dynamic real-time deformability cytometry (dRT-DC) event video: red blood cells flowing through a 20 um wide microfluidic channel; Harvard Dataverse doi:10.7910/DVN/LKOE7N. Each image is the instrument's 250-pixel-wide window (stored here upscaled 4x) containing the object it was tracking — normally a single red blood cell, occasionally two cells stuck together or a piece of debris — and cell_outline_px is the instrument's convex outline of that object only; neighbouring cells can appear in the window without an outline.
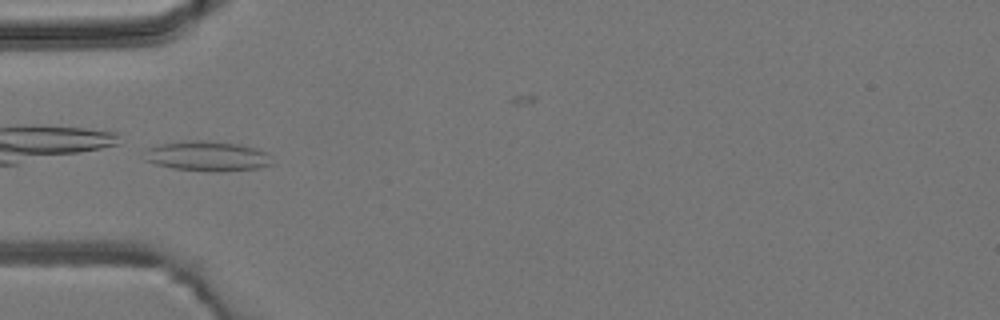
{"species": "common noctule bat (a hibernating species)", "species_latin": "Nyctalus noctula", "temperature_condition": "room temperature", "stored_images_in_passage": 4, "camera_frame_rate_fps": 3000, "um_per_image_px": 0.085, "animal": {"sex": "male", "body_mass_g": 19.2, "forearm_length_mm": 51.8}, "frame": {"image": 1, "passage_image": 3, "time_ms": 2.333, "image_size_px": [1000, 320], "cell_outline_px": [[272, 164], [256, 168], [216, 172], [172, 168], [156, 164], [144, 160], [148, 148], [160, 144], [180, 140], [204, 140], [240, 144], [256, 148], [264, 152]], "centroid_in_image_um": [17.56, 13.26], "position_along_channel_um": 67.4, "area_um2": 22.08}}